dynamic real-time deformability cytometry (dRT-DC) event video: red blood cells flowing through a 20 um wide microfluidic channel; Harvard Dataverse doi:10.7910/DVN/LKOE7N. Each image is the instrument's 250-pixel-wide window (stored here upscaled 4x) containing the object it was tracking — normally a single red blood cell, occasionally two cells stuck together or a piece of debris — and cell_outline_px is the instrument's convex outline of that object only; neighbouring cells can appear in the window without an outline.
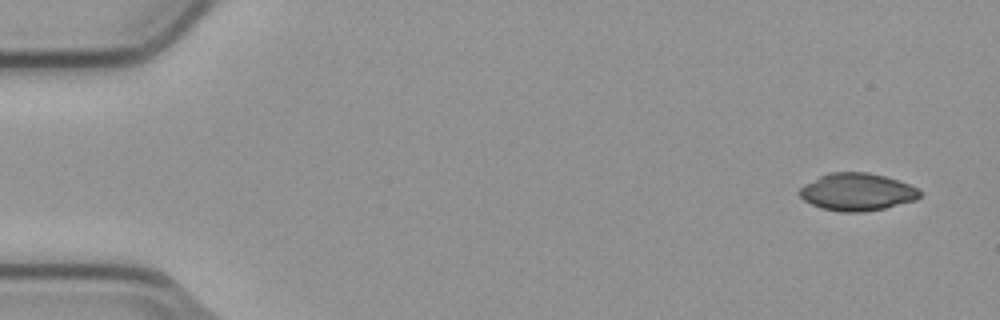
{"species": "common noctule bat (a hibernating species)", "species_latin": "Nyctalus noctula", "temperature_condition": "cold", "stored_images_in_passage": 4, "camera_frame_rate_fps": 3000, "um_per_image_px": 0.085, "animal": {"sex": "male", "body_mass_g": 23.1, "forearm_length_mm": 52.7}, "frame": {"image": 1, "passage_image": 1, "time_ms": 0.0, "image_size_px": [1000, 320], "cell_outline_px": [[920, 196], [916, 200], [884, 208], [864, 212], [840, 212], [820, 208], [804, 200], [796, 192], [804, 184], [828, 172], [868, 172], [900, 180], [916, 188], [920, 192]], "centroid_in_image_um": [72.82, 16.31], "position_along_channel_um": 12.2, "area_um2": 26.36}}